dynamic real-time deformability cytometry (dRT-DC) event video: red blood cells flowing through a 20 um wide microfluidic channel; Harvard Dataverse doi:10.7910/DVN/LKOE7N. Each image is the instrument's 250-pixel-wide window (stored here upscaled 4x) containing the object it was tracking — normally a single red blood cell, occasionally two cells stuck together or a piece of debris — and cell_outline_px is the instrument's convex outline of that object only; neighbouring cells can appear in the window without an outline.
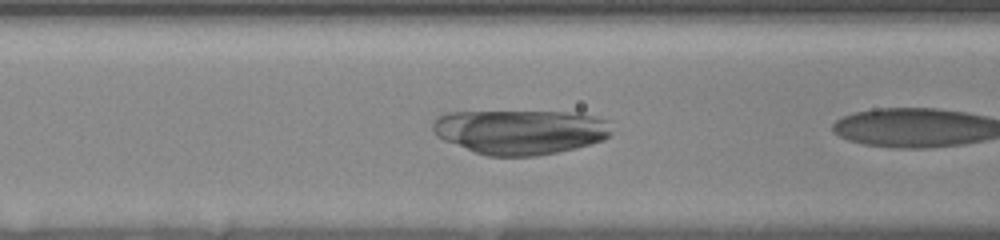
{"species": "human", "species_latin": "Homo sapiens", "temperature_condition": "room temperature", "stored_images_in_passage": 10, "camera_frame_rate_fps": 3000, "um_per_image_px": 0.085, "donor": {"sex": "female"}, "frame": {"image": 1, "passage_image": 10, "time_ms": 6.333, "image_size_px": [1000, 240], "cell_outline_px": [[612, 132], [604, 140], [576, 148], [536, 156], [488, 156], [476, 152], [444, 140], [436, 136], [432, 132], [432, 124], [436, 116], [448, 112], [576, 112], [608, 120]], "centroid_in_image_um": [44.21, 11.2], "position_along_channel_um": 122.4, "area_um2": 46.59}}